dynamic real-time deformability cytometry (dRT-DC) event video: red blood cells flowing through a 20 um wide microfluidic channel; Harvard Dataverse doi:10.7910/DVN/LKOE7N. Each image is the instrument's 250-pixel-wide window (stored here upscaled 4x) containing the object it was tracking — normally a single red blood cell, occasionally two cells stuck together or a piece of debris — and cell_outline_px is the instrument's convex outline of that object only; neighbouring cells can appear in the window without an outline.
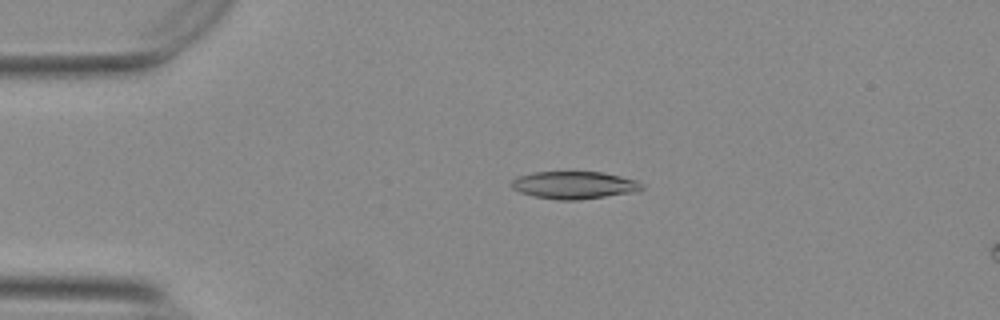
{"species": "Egyptian fruit bat (a non-hibernating species)", "species_latin": "Rousettus aegyptiacus", "temperature_condition": "warm", "stored_images_in_passage": 50, "camera_frame_rate_fps": 3000, "um_per_image_px": 0.085, "animal": {"sex": "female"}, "frame": {"image": 1, "passage_image": 7, "time_ms": 2.0, "image_size_px": [1000, 320], "cell_outline_px": [[644, 188], [640, 192], [580, 200], [556, 200], [532, 196], [520, 192], [512, 188], [512, 180], [520, 176], [532, 172], [604, 172], [636, 180], [644, 184]], "centroid_in_image_um": [48.88, 15.75], "position_along_channel_um": 36.1, "area_um2": 21.21}}
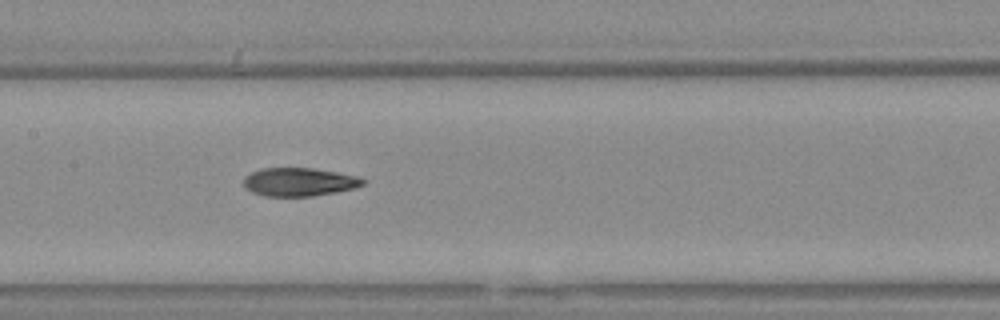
{"frame": {"image": 2, "passage_image": 22, "time_ms": 7.0, "image_size_px": [1000, 320], "cell_outline_px": [[364, 184], [352, 188], [336, 192], [312, 196], [264, 196], [252, 192], [244, 184], [244, 180], [252, 172], [264, 168], [312, 168], [336, 172], [356, 176], [364, 180]], "centroid_in_image_um": [25.43, 15.47], "position_along_channel_um": 182.0, "area_um2": 19.31}}
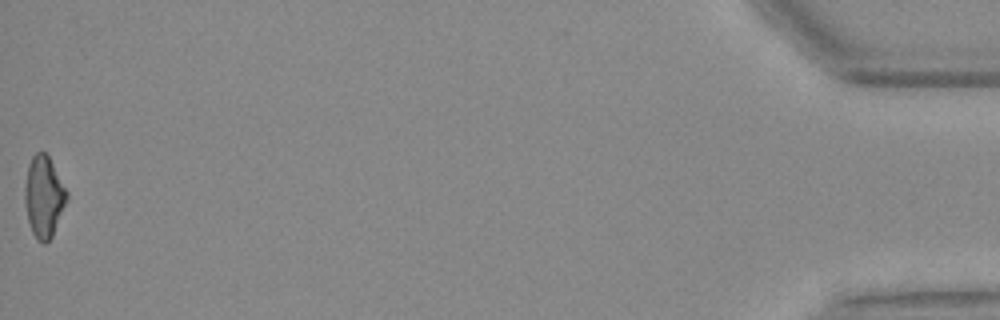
{"frame": {"image": 3, "passage_image": 50, "time_ms": 16.333, "image_size_px": [1000, 320], "cell_outline_px": [[68, 200], [52, 236], [44, 244], [36, 240], [32, 232], [28, 220], [24, 200], [24, 188], [28, 164], [32, 156], [36, 152], [44, 152], [48, 156], [68, 192]], "centroid_in_image_um": [3.72, 16.73], "position_along_channel_um": 431.5, "area_um2": 19.94}, "authors_computed_cell_mechanics": {"area_um2": 20.0855, "velocity_mm_per_s": 3.7408, "shape_relaxation_time_tau1_ms": null, "shape_relaxation_time_tau2_ms": 2.4693, "deformation_change_tau1": null, "deformation_change_tau2": 0.0964}}